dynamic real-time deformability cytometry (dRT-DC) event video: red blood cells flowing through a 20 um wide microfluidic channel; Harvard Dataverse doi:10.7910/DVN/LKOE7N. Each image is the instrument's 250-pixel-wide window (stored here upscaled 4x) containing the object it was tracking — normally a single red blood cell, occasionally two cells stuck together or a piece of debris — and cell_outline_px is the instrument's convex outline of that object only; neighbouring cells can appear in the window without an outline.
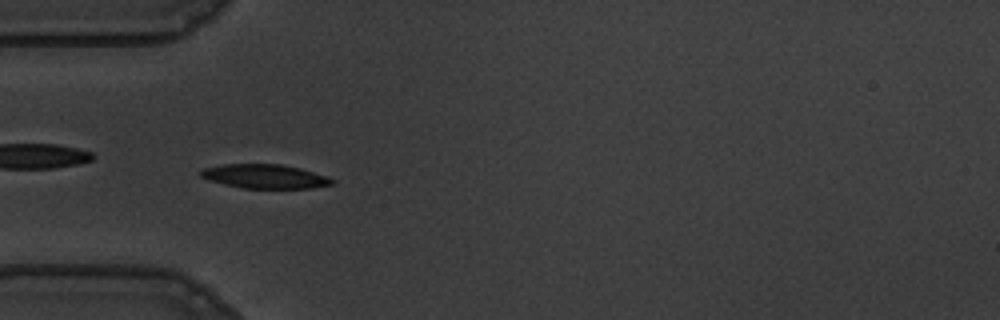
{"species": "common noctule bat (a hibernating species)", "species_latin": "Nyctalus noctula", "temperature_condition": "warm", "stored_images_in_passage": 56, "camera_frame_rate_fps": 3000, "um_per_image_px": 0.085, "animal": {"sex": "male", "body_mass_g": 19.5, "forearm_length_mm": 54.6}, "frame": {"image": 1, "passage_image": 17, "time_ms": 5.333, "image_size_px": [1000, 320], "cell_outline_px": [[336, 180], [332, 184], [312, 188], [244, 188], [224, 184], [208, 180], [200, 176], [200, 172], [204, 168], [224, 164], [280, 164], [300, 168]], "centroid_in_image_um": [22.49, 14.99], "position_along_channel_um": 62.5, "area_um2": 18.21}}
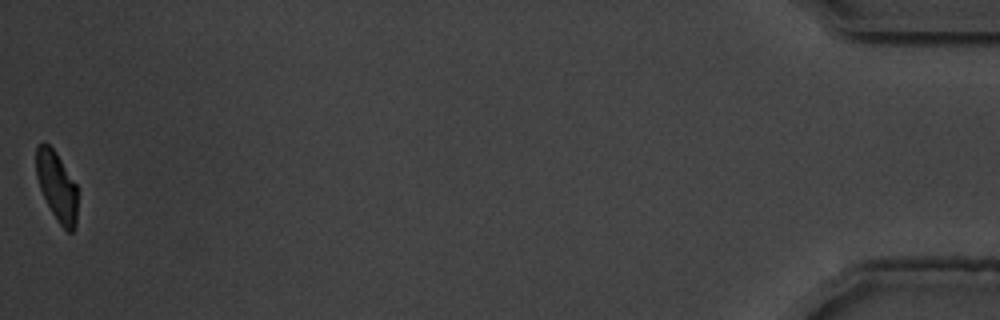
{"frame": {"image": 2, "passage_image": 56, "time_ms": 18.333, "image_size_px": [1000, 320], "cell_outline_px": [[76, 224], [72, 232], [68, 232], [60, 224], [52, 212], [40, 188], [36, 176], [36, 148], [44, 140], [56, 152], [76, 184]], "centroid_in_image_um": [4.82, 15.8], "position_along_channel_um": 430.4, "area_um2": 16.42}, "authors_computed_cell_mechanics": {"area_um2": 18.2359, "velocity_mm_per_s": 3.5891, "shape_relaxation_time_tau1_ms": 2.6841, "shape_relaxation_time_tau2_ms": 3.0016, "deformation_change_tau1": 0.142, "deformation_change_tau2": 0.0793}}